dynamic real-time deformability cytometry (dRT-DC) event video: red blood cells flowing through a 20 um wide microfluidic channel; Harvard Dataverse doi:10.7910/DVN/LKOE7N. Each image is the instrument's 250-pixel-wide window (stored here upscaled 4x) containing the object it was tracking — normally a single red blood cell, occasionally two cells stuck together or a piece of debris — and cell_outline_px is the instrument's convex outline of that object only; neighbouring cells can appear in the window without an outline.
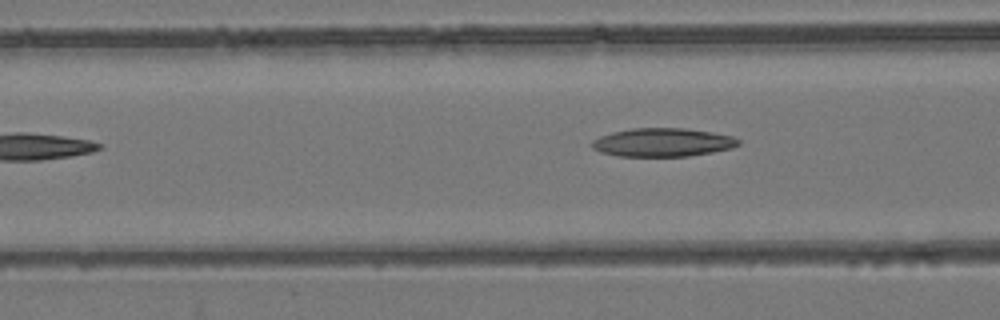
{"species": "common noctule bat (a hibernating species)", "species_latin": "Nyctalus noctula", "temperature_condition": "room temperature", "stored_images_in_passage": 6, "camera_frame_rate_fps": 3000, "um_per_image_px": 0.085, "animal": {"sex": "female", "body_mass_g": 24.6, "forearm_length_mm": 56.2}, "frame": {"image": 1, "passage_image": 6, "time_ms": 6.0, "image_size_px": [1000, 320], "cell_outline_px": [[740, 144], [732, 148], [712, 152], [688, 156], [616, 156], [600, 152], [592, 148], [592, 140], [600, 136], [612, 132], [632, 128], [684, 128], [712, 132], [732, 136], [740, 140]], "centroid_in_image_um": [56.32, 12.1], "position_along_channel_um": 110.3, "area_um2": 24.33}}